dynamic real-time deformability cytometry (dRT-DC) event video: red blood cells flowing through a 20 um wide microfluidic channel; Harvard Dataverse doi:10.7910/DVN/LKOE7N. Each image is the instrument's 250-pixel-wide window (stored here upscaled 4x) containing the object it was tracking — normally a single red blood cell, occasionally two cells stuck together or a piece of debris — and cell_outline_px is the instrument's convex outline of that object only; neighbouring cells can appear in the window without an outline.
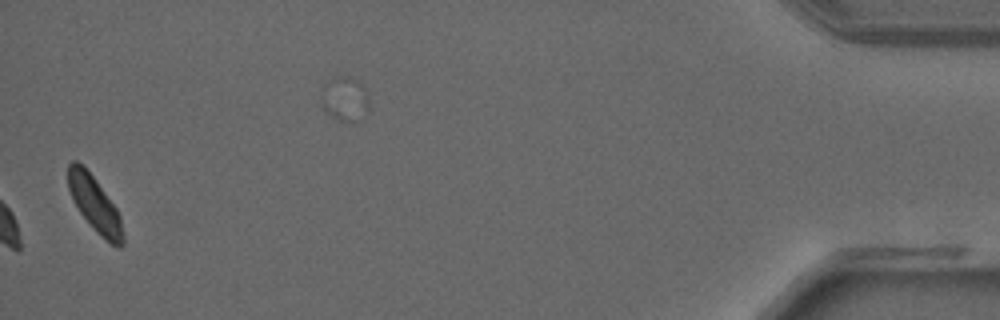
{"species": "common noctule bat (a hibernating species)", "species_latin": "Nyctalus noctula", "temperature_condition": "warm", "stored_images_in_passage": 33, "camera_frame_rate_fps": 3000, "um_per_image_px": 0.085, "animal": {"sex": "male", "forearm_length_mm": 52.5}, "frame": {"image": 1, "passage_image": 33, "time_ms": 10.667, "image_size_px": [1000, 320], "cell_outline_px": [[124, 244], [120, 248], [104, 240], [88, 224], [72, 200], [68, 188], [68, 164], [72, 160], [76, 160], [92, 176], [116, 208], [120, 216], [124, 236]], "centroid_in_image_um": [8.05, 17.41], "position_along_channel_um": 427.1, "area_um2": 17.57}}